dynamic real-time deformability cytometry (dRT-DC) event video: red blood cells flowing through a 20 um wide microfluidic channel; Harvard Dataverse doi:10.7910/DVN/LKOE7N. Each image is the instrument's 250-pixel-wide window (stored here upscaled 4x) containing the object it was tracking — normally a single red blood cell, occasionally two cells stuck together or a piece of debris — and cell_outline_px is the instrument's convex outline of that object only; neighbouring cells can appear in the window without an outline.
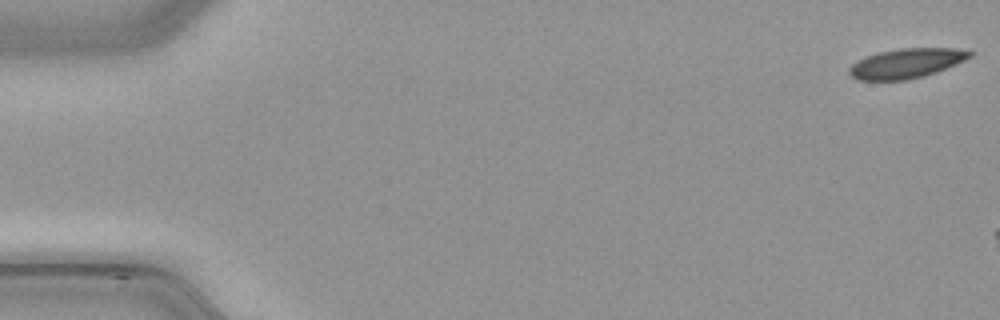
{"species": "common noctule bat (a hibernating species)", "species_latin": "Nyctalus noctula", "temperature_condition": "cold", "stored_images_in_passage": 8, "camera_frame_rate_fps": 3000, "um_per_image_px": 0.085, "animal": {"sex": "male", "body_mass_g": 21.5, "forearm_length_mm": 52.0}, "frame": {"image": 1, "passage_image": 1, "time_ms": 0.0, "image_size_px": [1000, 320], "cell_outline_px": [[972, 56], [956, 64], [936, 72], [924, 76], [908, 80], [860, 80], [852, 76], [848, 72], [848, 68], [852, 64], [868, 56], [880, 52], [900, 48], [956, 48], [972, 52]], "centroid_in_image_um": [77.05, 5.39], "position_along_channel_um": 7.9, "area_um2": 20.63}}